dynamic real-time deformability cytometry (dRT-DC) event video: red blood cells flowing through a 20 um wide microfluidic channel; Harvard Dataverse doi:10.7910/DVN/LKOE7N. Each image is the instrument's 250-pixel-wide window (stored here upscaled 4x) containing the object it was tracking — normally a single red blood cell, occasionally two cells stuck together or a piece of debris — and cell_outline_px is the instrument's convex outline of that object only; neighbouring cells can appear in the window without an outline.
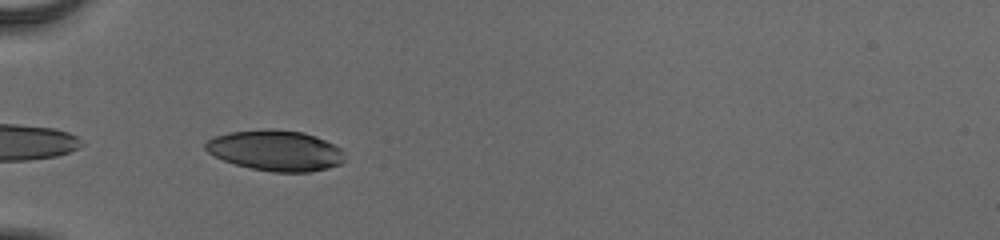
{"species": "human", "species_latin": "Homo sapiens", "temperature_condition": "cold", "stored_images_in_passage": 15, "camera_frame_rate_fps": 3000, "um_per_image_px": 0.085, "donor": {"sex": "male"}, "frame": {"image": 1, "passage_image": 2, "time_ms": 0.333, "image_size_px": [1000, 240], "cell_outline_px": [[344, 160], [340, 164], [328, 168], [308, 172], [272, 172], [252, 168], [236, 164], [224, 160], [208, 152], [204, 148], [204, 144], [208, 140], [216, 136], [232, 132], [268, 128], [272, 128], [304, 132], [324, 140], [340, 148], [344, 152]], "centroid_in_image_um": [23.44, 12.79], "position_along_channel_um": 61.6, "area_um2": 32.77}}
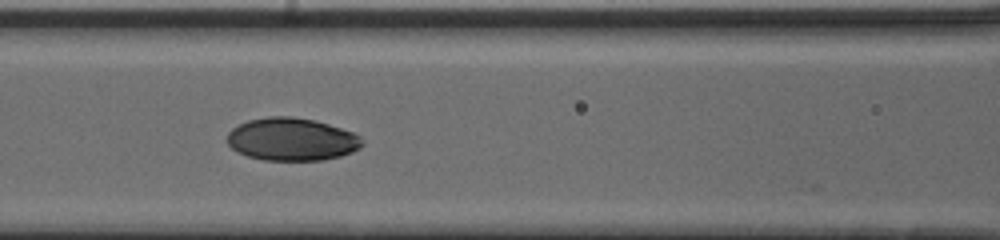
{"frame": {"image": 2, "passage_image": 9, "time_ms": 2.667, "image_size_px": [1000, 240], "cell_outline_px": [[364, 144], [360, 148], [352, 152], [340, 156], [324, 160], [264, 160], [248, 156], [236, 152], [228, 144], [228, 132], [232, 128], [248, 120], [268, 116], [292, 116], [316, 120], [352, 132], [360, 136], [364, 140]], "centroid_in_image_um": [24.81, 11.84], "position_along_channel_um": 141.8, "area_um2": 33.81}}
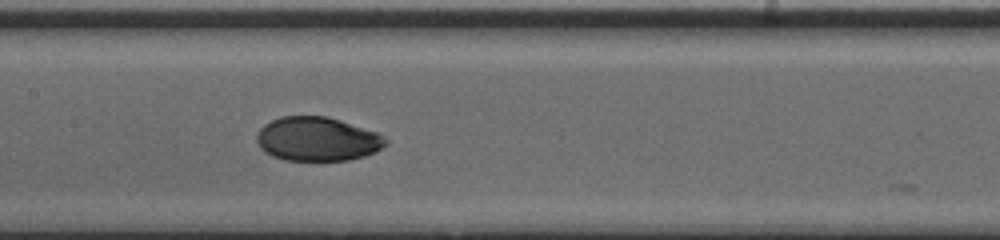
{"frame": {"image": 3, "passage_image": 12, "time_ms": 3.667, "image_size_px": [1000, 240], "cell_outline_px": [[388, 144], [376, 152], [364, 156], [348, 160], [284, 160], [272, 156], [264, 152], [260, 148], [256, 140], [256, 136], [260, 128], [264, 124], [280, 116], [328, 116], [376, 132], [384, 136], [388, 140]], "centroid_in_image_um": [26.97, 11.82], "position_along_channel_um": 180.4, "area_um2": 33.23}}